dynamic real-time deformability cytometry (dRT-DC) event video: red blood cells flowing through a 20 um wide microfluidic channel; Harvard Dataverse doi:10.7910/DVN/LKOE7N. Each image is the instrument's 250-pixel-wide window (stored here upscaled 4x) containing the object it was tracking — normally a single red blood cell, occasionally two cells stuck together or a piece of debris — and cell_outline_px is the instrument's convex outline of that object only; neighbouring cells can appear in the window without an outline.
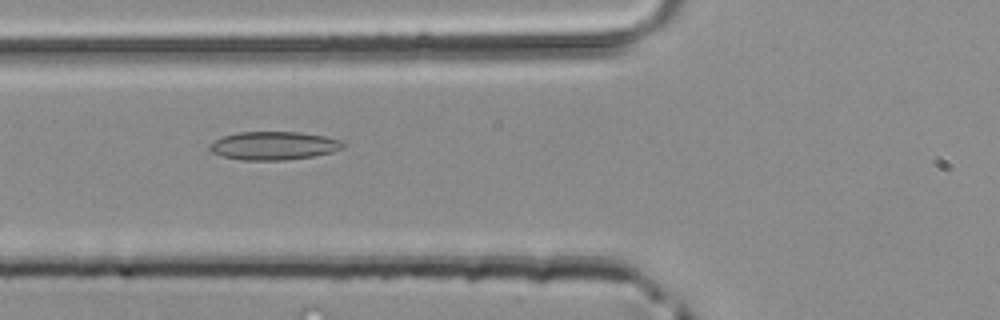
{"species": "common noctule bat (a hibernating species)", "species_latin": "Nyctalus noctula", "temperature_condition": "room temperature", "stored_images_in_passage": 4, "camera_frame_rate_fps": 3000, "um_per_image_px": 0.085, "animal": {"sex": "male", "body_mass_g": 20.4}, "frame": {"image": 1, "passage_image": 3, "time_ms": 0.667, "image_size_px": [1000, 320], "cell_outline_px": [[344, 148], [332, 152], [316, 156], [284, 160], [240, 160], [224, 156], [212, 152], [208, 148], [208, 144], [224, 136], [240, 132], [300, 132], [324, 136], [340, 140], [344, 144]], "centroid_in_image_um": [23.28, 12.39], "position_along_channel_um": 102.5, "area_um2": 21.96}}
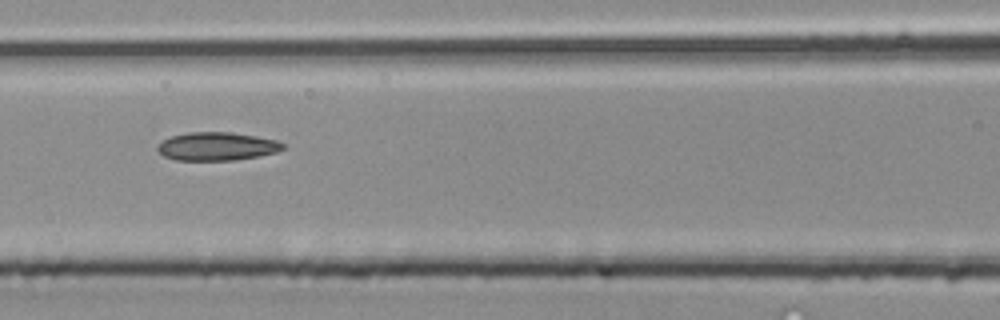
{"frame": {"image": 2, "passage_image": 4, "time_ms": 1.0, "image_size_px": [1000, 320], "cell_outline_px": [[288, 148], [276, 152], [260, 156], [232, 160], [176, 160], [164, 156], [156, 148], [156, 144], [172, 136], [188, 132], [232, 132], [256, 136], [276, 140], [284, 144]], "centroid_in_image_um": [18.46, 12.44], "position_along_channel_um": 148.1, "area_um2": 20.75}}